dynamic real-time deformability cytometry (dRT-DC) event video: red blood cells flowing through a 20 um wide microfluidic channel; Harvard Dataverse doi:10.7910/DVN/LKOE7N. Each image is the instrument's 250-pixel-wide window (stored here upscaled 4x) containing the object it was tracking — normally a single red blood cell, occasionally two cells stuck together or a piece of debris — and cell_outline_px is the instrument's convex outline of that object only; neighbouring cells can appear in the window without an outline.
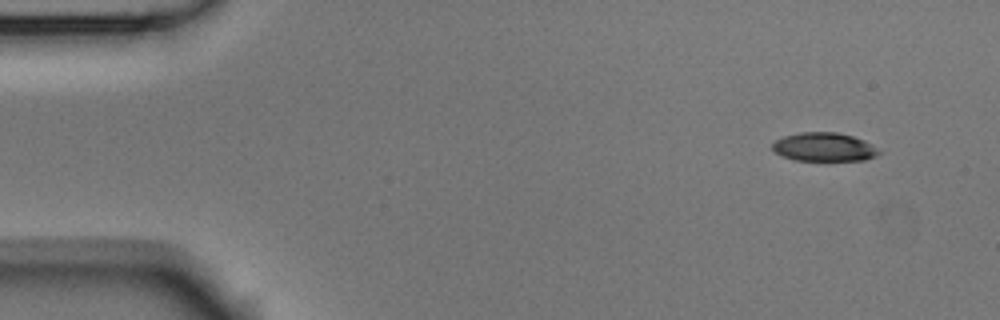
{"species": "Egyptian fruit bat (a non-hibernating species)", "species_latin": "Rousettus aegyptiacus", "temperature_condition": "room temperature", "stored_images_in_passage": 5, "camera_frame_rate_fps": 3000, "um_per_image_px": 0.085, "animal": {"sex": "male"}, "frame": {"image": 1, "passage_image": 2, "time_ms": 0.333, "image_size_px": [1000, 320], "cell_outline_px": [[880, 152], [876, 156], [864, 160], [792, 160], [776, 152], [772, 148], [772, 144], [776, 140], [784, 136], [800, 132], [836, 132], [852, 136], [864, 140]], "centroid_in_image_um": [70.02, 12.49], "position_along_channel_um": 15.0, "area_um2": 17.51}}
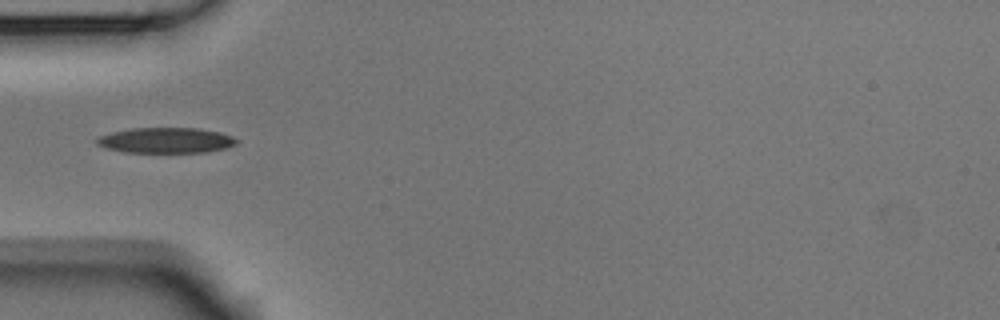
{"frame": {"image": 2, "passage_image": 5, "time_ms": 1.333, "image_size_px": [1000, 320], "cell_outline_px": [[240, 140], [236, 144], [228, 148], [208, 152], [124, 152], [104, 148], [96, 144], [96, 136], [112, 132], [132, 128], [196, 128], [220, 132], [232, 136]], "centroid_in_image_um": [14.1, 11.93], "position_along_channel_um": 70.9, "area_um2": 20.98}}